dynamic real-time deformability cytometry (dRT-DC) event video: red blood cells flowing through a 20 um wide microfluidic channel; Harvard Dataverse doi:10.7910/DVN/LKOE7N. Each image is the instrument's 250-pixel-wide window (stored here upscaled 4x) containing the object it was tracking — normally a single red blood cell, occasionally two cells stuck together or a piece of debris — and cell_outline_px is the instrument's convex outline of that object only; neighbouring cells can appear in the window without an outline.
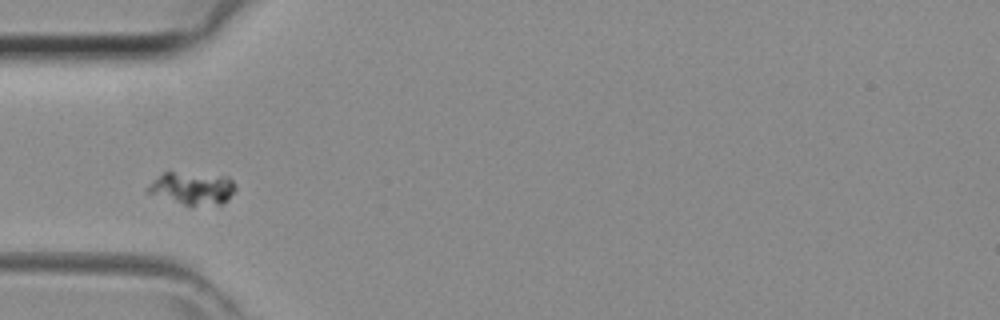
{"species": "common noctule bat (a hibernating species)", "species_latin": "Nyctalus noctula", "temperature_condition": "room temperature", "stored_images_in_passage": 32, "camera_frame_rate_fps": 3000, "um_per_image_px": 0.085, "animal": {"sex": "female", "body_mass_g": 29.2, "forearm_length_mm": 56.3}, "frame": {"image": 1, "passage_image": 1, "time_ms": 0.0, "image_size_px": [1000, 320], "cell_outline_px": [[236, 188], [228, 200], [220, 204], [184, 204], [148, 192], [148, 188], [164, 172], [172, 172], [228, 176], [236, 184]], "centroid_in_image_um": [16.46, 15.98], "position_along_channel_um": 68.5, "area_um2": 15.9}}
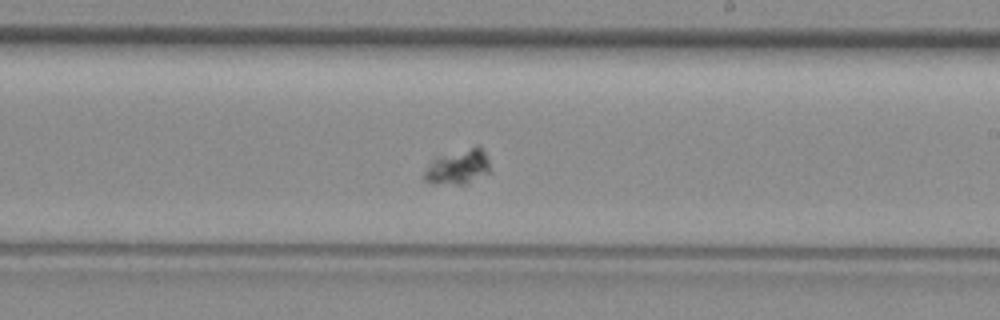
{"frame": {"image": 2, "passage_image": 13, "time_ms": 4.0, "image_size_px": [1000, 320], "cell_outline_px": [[492, 172], [464, 184], [428, 184], [424, 180], [424, 172], [428, 164], [436, 156], [476, 144], [480, 144], [484, 148]], "centroid_in_image_um": [38.95, 14.15], "position_along_channel_um": 250.0, "area_um2": 14.05}}
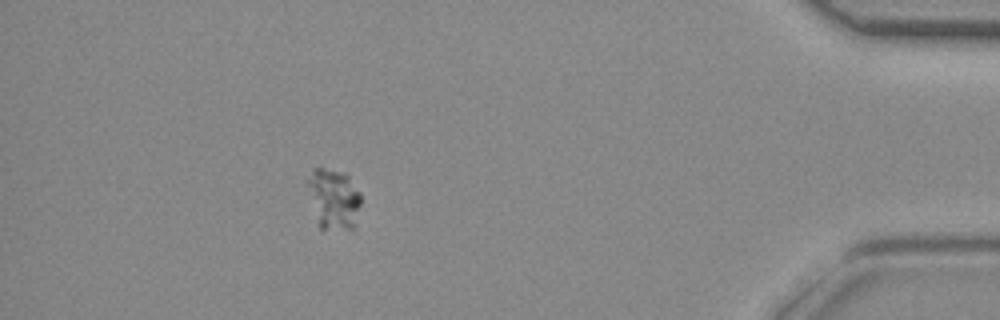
{"frame": {"image": 3, "passage_image": 27, "time_ms": 8.667, "image_size_px": [1000, 320], "cell_outline_px": [[360, 204], [356, 228], [320, 228], [304, 184], [312, 168], [324, 168], [344, 172], [348, 176], [360, 192]], "centroid_in_image_um": [28.33, 16.86], "position_along_channel_um": 406.9, "area_um2": 19.07}}